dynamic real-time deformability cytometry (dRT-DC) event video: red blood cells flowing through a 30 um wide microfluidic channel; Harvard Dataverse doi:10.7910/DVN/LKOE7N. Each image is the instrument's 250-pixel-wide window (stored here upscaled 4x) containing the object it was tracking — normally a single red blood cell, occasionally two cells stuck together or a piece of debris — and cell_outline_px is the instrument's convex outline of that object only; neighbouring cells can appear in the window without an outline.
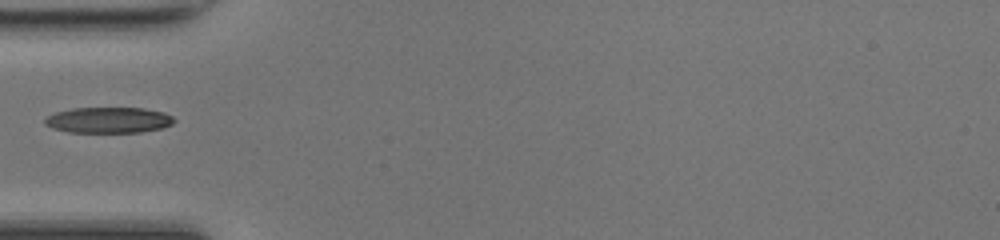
{"species": "common noctule bat (a hibernating species)", "species_latin": "Nyctalus noctula", "temperature_condition": "room temperature", "stored_images_in_passage": 13, "camera_frame_rate_fps": 3000, "um_per_image_px": 0.085, "animal": {"sex": "female", "body_mass_g": 17.0, "forearm_length_mm": 48.0}, "frame": {"image": 1, "passage_image": 1, "time_ms": 0.0, "image_size_px": [1000, 240], "cell_outline_px": [[176, 120], [172, 124], [160, 128], [140, 132], [68, 132], [52, 128], [44, 124], [44, 120], [48, 116], [56, 112], [72, 108], [144, 108], [164, 112], [172, 116]], "centroid_in_image_um": [9.22, 10.2], "position_along_channel_um": 75.8, "area_um2": 19.42}}
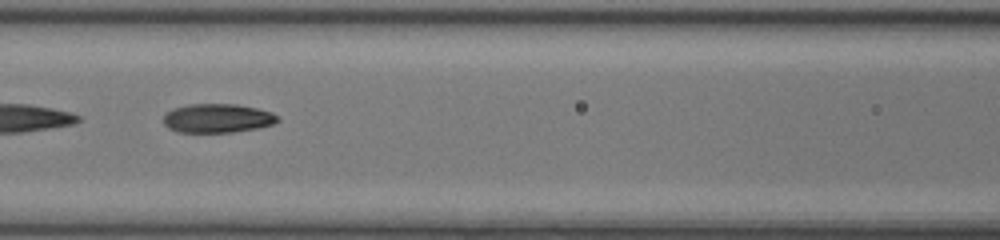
{"frame": {"image": 2, "passage_image": 6, "time_ms": 1.667, "image_size_px": [1000, 240], "cell_outline_px": [[280, 120], [272, 124], [256, 128], [232, 132], [176, 132], [168, 128], [164, 124], [164, 112], [172, 108], [188, 104], [236, 104], [256, 108], [272, 112]], "centroid_in_image_um": [18.43, 10.04], "position_along_channel_um": 148.2, "area_um2": 19.31}}